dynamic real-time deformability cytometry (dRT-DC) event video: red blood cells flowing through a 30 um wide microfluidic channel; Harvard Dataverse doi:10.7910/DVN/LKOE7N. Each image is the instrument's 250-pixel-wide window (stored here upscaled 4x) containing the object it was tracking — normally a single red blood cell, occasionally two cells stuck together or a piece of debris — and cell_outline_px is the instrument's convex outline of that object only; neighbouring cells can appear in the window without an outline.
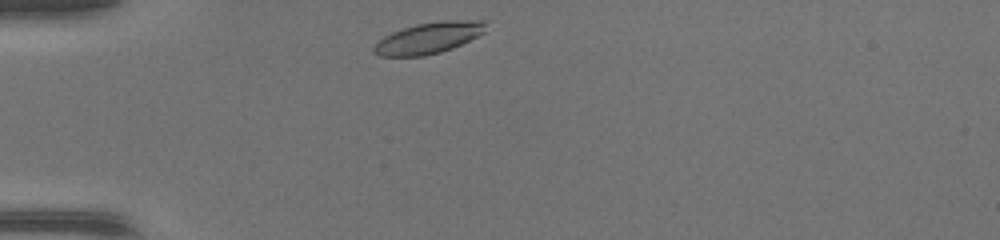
{"species": "common noctule bat (a hibernating species)", "species_latin": "Nyctalus noctula", "temperature_condition": "warm", "stored_images_in_passage": 29, "camera_frame_rate_fps": 3000, "um_per_image_px": 0.085, "animal": {"sex": "female", "body_mass_g": 17.0, "forearm_length_mm": 48.0}, "frame": {"image": 1, "passage_image": 1, "time_ms": 0.0, "image_size_px": [1000, 240], "cell_outline_px": [[488, 20], [484, 32], [452, 48], [440, 52], [424, 56], [380, 56], [372, 52], [372, 48], [384, 36], [392, 32], [416, 24], [444, 20]], "centroid_in_image_um": [36.44, 3.22], "position_along_channel_um": 48.6, "area_um2": 20.23}}
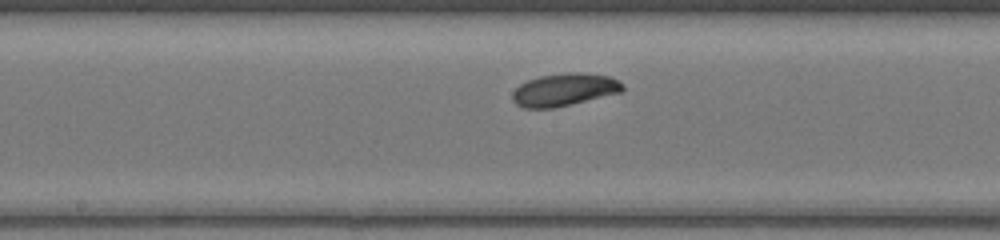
{"frame": {"image": 2, "passage_image": 13, "time_ms": 4.0, "image_size_px": [1000, 240], "cell_outline_px": [[624, 88], [620, 92], [552, 108], [524, 108], [516, 104], [512, 100], [512, 92], [520, 84], [528, 80], [540, 76], [568, 72], [580, 72], [608, 76], [620, 80], [624, 84]], "centroid_in_image_um": [47.95, 7.61], "position_along_channel_um": 200.3, "area_um2": 20.75}}
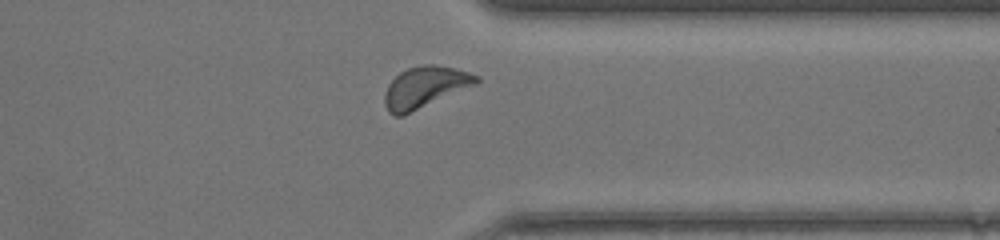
{"frame": {"image": 3, "passage_image": 25, "time_ms": 8.0, "image_size_px": [1000, 240], "cell_outline_px": [[480, 80], [476, 84], [404, 116], [392, 116], [388, 112], [384, 104], [384, 92], [388, 84], [400, 72], [408, 68], [424, 64], [436, 64], [456, 68], [480, 76]], "centroid_in_image_um": [36.1, 7.42], "position_along_channel_um": 375.3, "area_um2": 22.31}}